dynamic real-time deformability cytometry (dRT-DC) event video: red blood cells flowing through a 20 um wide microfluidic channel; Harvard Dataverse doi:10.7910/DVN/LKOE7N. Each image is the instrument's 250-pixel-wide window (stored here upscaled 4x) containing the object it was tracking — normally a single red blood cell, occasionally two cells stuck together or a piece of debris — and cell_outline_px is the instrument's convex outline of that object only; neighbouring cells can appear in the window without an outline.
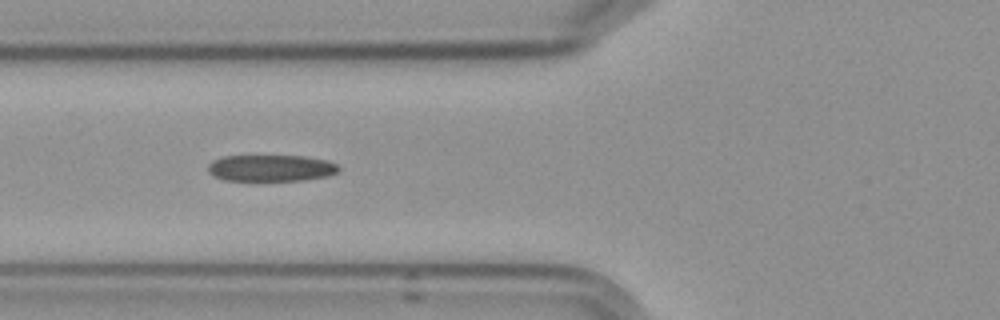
{"species": "Egyptian fruit bat (a non-hibernating species)", "species_latin": "Rousettus aegyptiacus", "temperature_condition": "cold", "stored_images_in_passage": 9, "camera_frame_rate_fps": 3000, "um_per_image_px": 0.085, "frame": {"image": 1, "passage_image": 7, "time_ms": 7.333, "image_size_px": [1000, 320], "cell_outline_px": [[340, 168], [336, 172], [328, 176], [300, 180], [224, 180], [208, 172], [208, 164], [212, 160], [224, 156], [308, 156], [328, 160], [336, 164]], "centroid_in_image_um": [23.04, 14.27], "position_along_channel_um": 102.8, "area_um2": 20.11}}
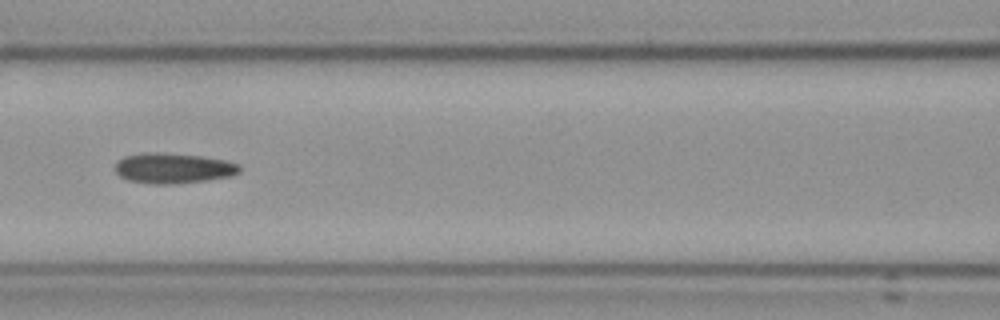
{"frame": {"image": 2, "passage_image": 8, "time_ms": 8.667, "image_size_px": [1000, 320], "cell_outline_px": [[240, 172], [232, 176], [204, 180], [168, 184], [152, 184], [128, 180], [120, 176], [116, 172], [116, 164], [124, 156], [144, 152], [156, 152], [200, 156], [224, 160], [240, 164]], "centroid_in_image_um": [14.72, 14.29], "position_along_channel_um": 151.9, "area_um2": 21.79}}